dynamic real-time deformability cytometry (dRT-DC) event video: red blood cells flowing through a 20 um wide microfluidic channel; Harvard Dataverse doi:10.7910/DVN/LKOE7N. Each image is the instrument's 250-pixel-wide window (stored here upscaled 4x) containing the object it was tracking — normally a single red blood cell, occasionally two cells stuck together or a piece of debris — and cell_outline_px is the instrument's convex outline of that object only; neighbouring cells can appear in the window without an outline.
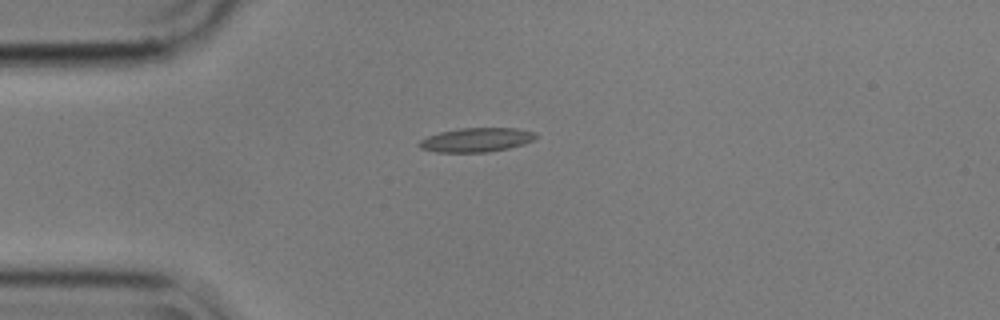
{"species": "common noctule bat (a hibernating species)", "species_latin": "Nyctalus noctula", "temperature_condition": "cold", "stored_images_in_passage": 2, "camera_frame_rate_fps": 3000, "um_per_image_px": 0.085, "animal": {"sex": "male", "body_mass_g": 17.9}, "frame": {"image": 1, "passage_image": 1, "time_ms": 0.0, "image_size_px": [1000, 320], "cell_outline_px": [[540, 136], [524, 144], [508, 148], [488, 152], [436, 152], [420, 148], [416, 144], [420, 140], [428, 136], [440, 132], [460, 128], [516, 128], [536, 132]], "centroid_in_image_um": [40.5, 11.88], "position_along_channel_um": 44.5, "area_um2": 16.47}}